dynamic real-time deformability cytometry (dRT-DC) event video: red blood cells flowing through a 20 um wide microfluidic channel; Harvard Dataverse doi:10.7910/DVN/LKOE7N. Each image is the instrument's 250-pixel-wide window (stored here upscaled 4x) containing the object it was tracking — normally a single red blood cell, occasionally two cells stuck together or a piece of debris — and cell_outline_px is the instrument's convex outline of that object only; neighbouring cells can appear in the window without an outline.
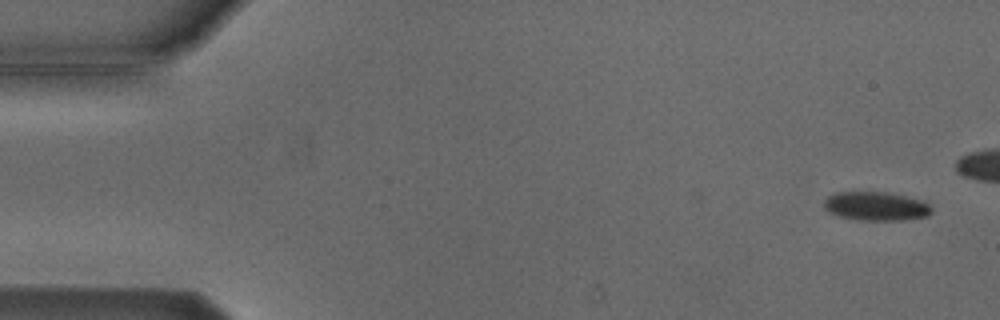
{"species": "Egyptian fruit bat (a non-hibernating species)", "species_latin": "Rousettus aegyptiacus", "temperature_condition": "cold", "stored_images_in_passage": 6, "camera_frame_rate_fps": 3000, "um_per_image_px": 0.085, "animal": {"sex": "male"}, "frame": {"image": 1, "passage_image": 1, "time_ms": 0.0, "image_size_px": [1000, 320], "cell_outline_px": [[932, 212], [928, 216], [904, 220], [860, 220], [840, 216], [828, 212], [824, 208], [824, 200], [828, 196], [836, 192], [884, 192], [924, 200], [932, 208]], "centroid_in_image_um": [74.47, 17.53], "position_along_channel_um": 10.5, "area_um2": 18.09}}
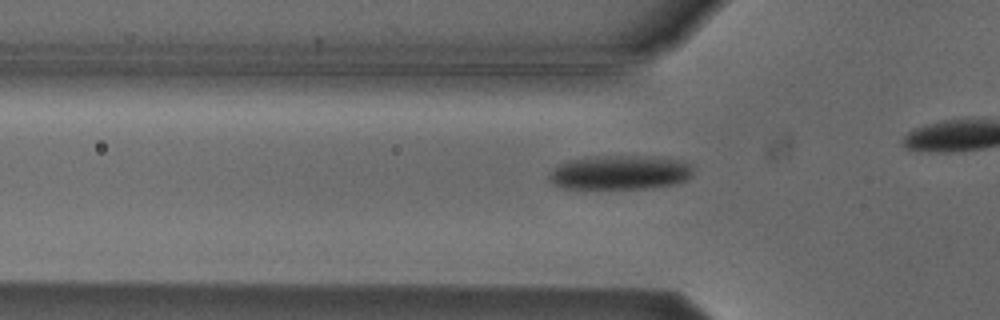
{"frame": {"image": 2, "passage_image": 6, "time_ms": 7.0, "image_size_px": [1000, 320], "cell_outline_px": [[692, 176], [676, 184], [648, 188], [564, 188], [552, 184], [548, 180], [548, 172], [560, 164], [568, 160], [592, 156], [664, 156], [684, 160], [692, 164]], "centroid_in_image_um": [52.72, 14.64], "position_along_channel_um": 73.1, "area_um2": 29.25}}